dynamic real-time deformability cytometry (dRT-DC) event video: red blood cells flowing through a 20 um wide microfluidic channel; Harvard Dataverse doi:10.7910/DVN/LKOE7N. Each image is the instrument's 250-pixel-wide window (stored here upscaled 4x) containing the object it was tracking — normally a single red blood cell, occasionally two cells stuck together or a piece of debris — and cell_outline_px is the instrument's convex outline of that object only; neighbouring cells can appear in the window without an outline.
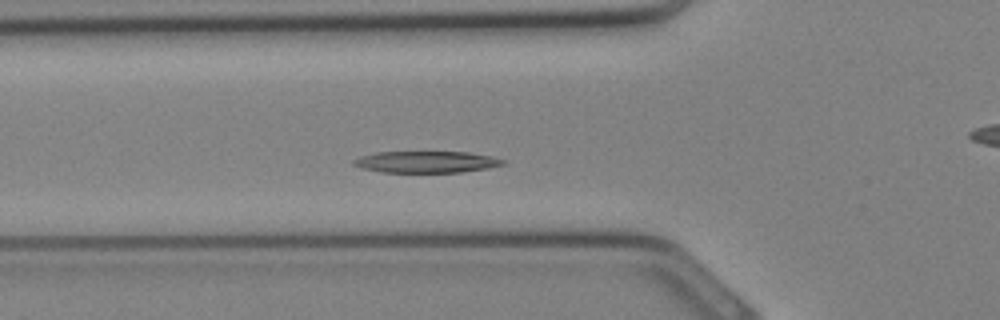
{"species": "Egyptian fruit bat (a non-hibernating species)", "species_latin": "Rousettus aegyptiacus", "temperature_condition": "cold", "stored_images_in_passage": 31, "camera_frame_rate_fps": 3000, "um_per_image_px": 0.085, "animal": {"sex": "female"}, "frame": {"image": 1, "passage_image": 8, "time_ms": 2.333, "image_size_px": [1000, 320], "cell_outline_px": [[504, 164], [488, 168], [460, 172], [380, 172], [364, 168], [352, 164], [352, 160], [360, 156], [376, 152], [468, 152], [492, 156], [504, 160]], "centroid_in_image_um": [36.22, 13.76], "position_along_channel_um": 89.6, "area_um2": 18.67}}
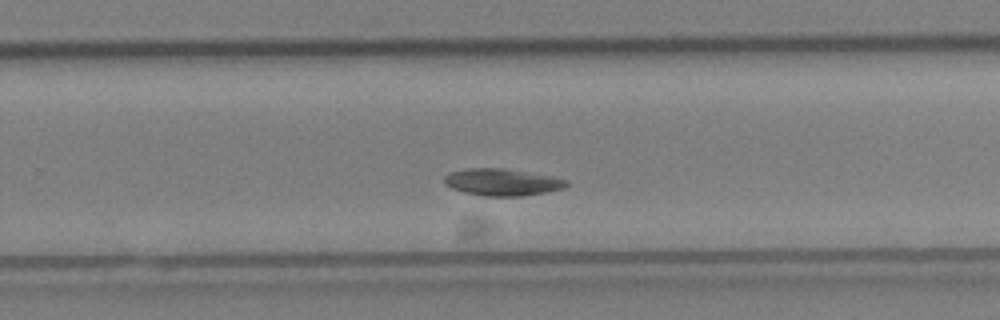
{"frame": {"image": 2, "passage_image": 18, "time_ms": 5.667, "image_size_px": [1000, 320], "cell_outline_px": [[568, 184], [564, 188], [544, 192], [520, 196], [484, 196], [464, 192], [452, 188], [444, 184], [444, 176], [448, 172], [468, 168], [504, 168], [552, 176], [568, 180]], "centroid_in_image_um": [42.65, 15.47], "position_along_channel_um": 287.1, "area_um2": 19.19}}
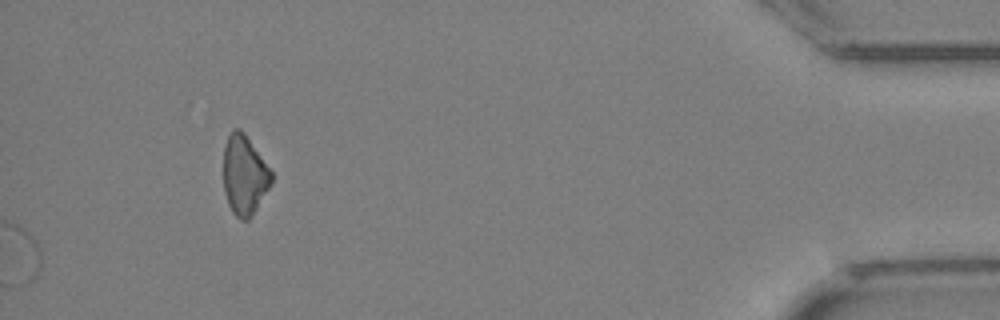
{"frame": {"image": 3, "passage_image": 31, "time_ms": 10.0, "image_size_px": [1000, 320], "cell_outline_px": [[276, 176], [252, 216], [248, 220], [240, 220], [232, 212], [228, 204], [224, 192], [224, 144], [232, 128], [240, 128], [244, 132]], "centroid_in_image_um": [20.79, 14.88], "position_along_channel_um": 414.4, "area_um2": 22.6}}